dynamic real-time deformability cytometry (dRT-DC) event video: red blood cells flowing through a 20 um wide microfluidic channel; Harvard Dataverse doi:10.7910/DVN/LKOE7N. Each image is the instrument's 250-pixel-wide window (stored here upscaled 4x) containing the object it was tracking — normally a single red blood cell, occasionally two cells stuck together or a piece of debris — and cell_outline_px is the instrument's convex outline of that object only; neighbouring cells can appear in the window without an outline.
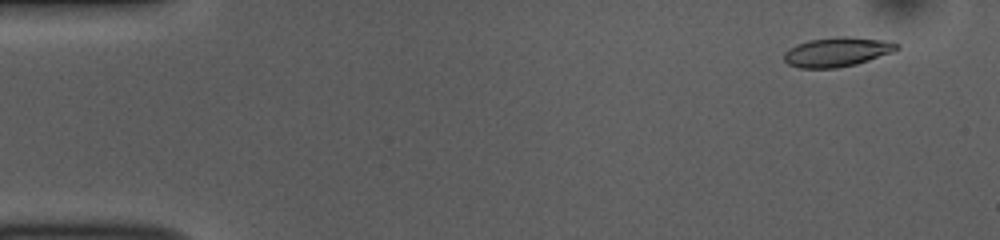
{"species": "common noctule bat (a hibernating species)", "species_latin": "Nyctalus noctula", "temperature_condition": "room temperature", "stored_images_in_passage": 54, "camera_frame_rate_fps": 3000, "um_per_image_px": 0.085, "animal": {"sex": "female", "body_mass_g": 10.0, "forearm_length_mm": 53.1}, "frame": {"image": 1, "passage_image": 4, "time_ms": 1.0, "image_size_px": [1000, 240], "cell_outline_px": [[900, 48], [892, 52], [856, 64], [836, 68], [800, 68], [788, 64], [784, 60], [784, 52], [788, 48], [796, 44], [808, 40], [844, 36], [880, 40], [900, 44]], "centroid_in_image_um": [71.11, 4.42], "position_along_channel_um": 13.9, "area_um2": 19.13}}
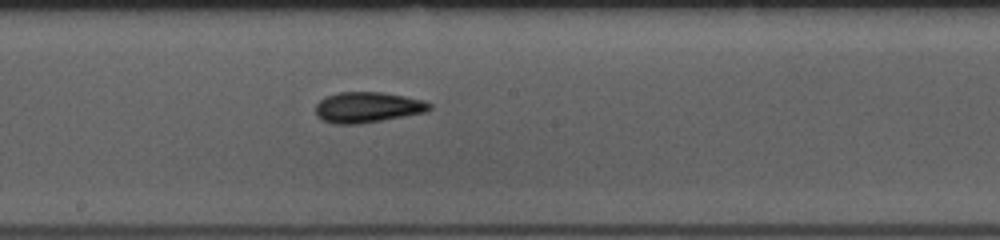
{"frame": {"image": 2, "passage_image": 29, "time_ms": 9.333, "image_size_px": [1000, 240], "cell_outline_px": [[432, 108], [424, 112], [404, 116], [360, 124], [332, 124], [320, 120], [316, 116], [316, 104], [324, 96], [340, 92], [380, 92], [404, 96], [424, 100], [432, 104]], "centroid_in_image_um": [31.2, 9.12], "position_along_channel_um": 217.0, "area_um2": 20.46}}
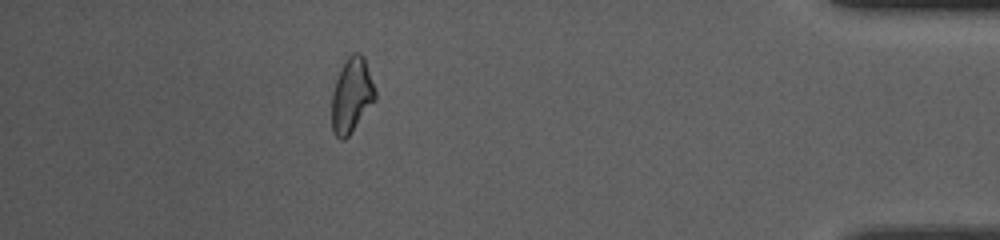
{"frame": {"image": 3, "passage_image": 48, "time_ms": 15.667, "image_size_px": [1000, 240], "cell_outline_px": [[376, 100], [348, 136], [344, 140], [340, 140], [332, 132], [332, 92], [340, 68], [344, 60], [352, 52], [360, 52], [364, 56], [376, 92]], "centroid_in_image_um": [29.89, 8.08], "position_along_channel_um": 405.3, "area_um2": 19.07}, "authors_computed_cell_mechanics": {"area_um2": 19.3341, "velocity_mm_per_s": 3.7309, "shape_relaxation_time_tau1_ms": 3.6199, "shape_relaxation_time_tau2_ms": 2.5084, "deformation_change_tau1": 0.1367, "deformation_change_tau2": 0.0983}}